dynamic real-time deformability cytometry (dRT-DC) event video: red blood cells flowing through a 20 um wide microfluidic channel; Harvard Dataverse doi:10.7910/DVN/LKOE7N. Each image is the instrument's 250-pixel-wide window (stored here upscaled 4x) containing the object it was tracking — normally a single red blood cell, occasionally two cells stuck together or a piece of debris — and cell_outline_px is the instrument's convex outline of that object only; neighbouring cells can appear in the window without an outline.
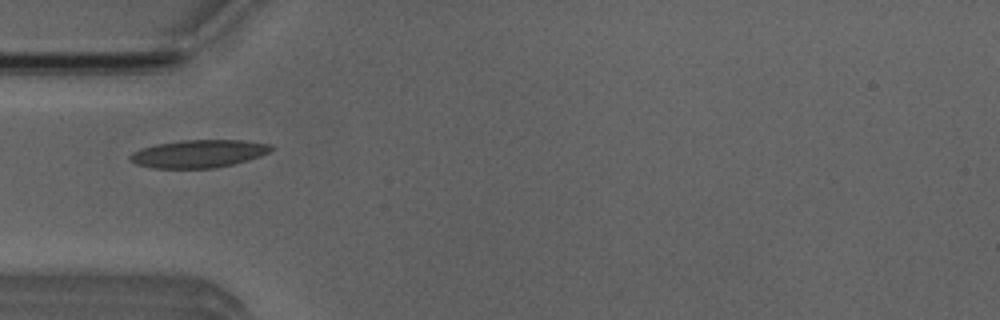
{"species": "Egyptian fruit bat (a non-hibernating species)", "species_latin": "Rousettus aegyptiacus", "temperature_condition": "room temperature", "stored_images_in_passage": 40, "camera_frame_rate_fps": 3000, "um_per_image_px": 0.085, "animal": {"sex": "male"}, "frame": {"image": 1, "passage_image": 4, "time_ms": 1.0, "image_size_px": [1000, 320], "cell_outline_px": [[276, 148], [260, 156], [248, 160], [216, 168], [152, 168], [136, 164], [128, 160], [128, 156], [132, 152], [140, 148], [156, 144], [180, 140], [244, 140], [272, 144]], "centroid_in_image_um": [16.87, 13.06], "position_along_channel_um": 68.1, "area_um2": 23.12}}
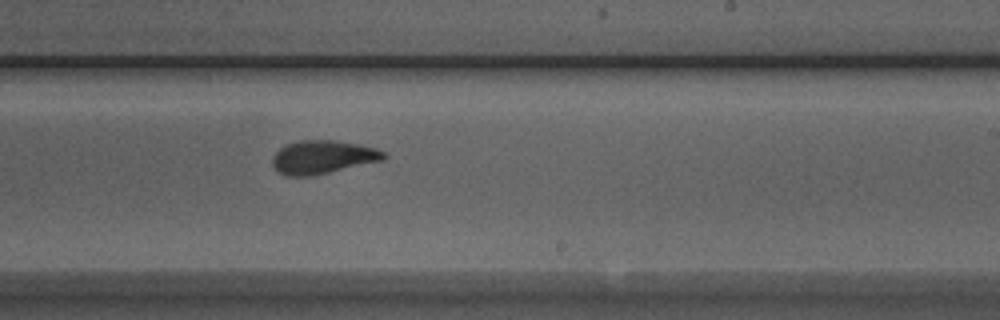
{"frame": {"image": 2, "passage_image": 19, "time_ms": 6.0, "image_size_px": [1000, 320], "cell_outline_px": [[388, 156], [384, 160], [312, 176], [284, 176], [272, 164], [272, 156], [280, 148], [288, 144], [300, 140], [336, 140], [376, 148], [384, 152]], "centroid_in_image_um": [27.44, 13.36], "position_along_channel_um": 261.6, "area_um2": 21.62}}
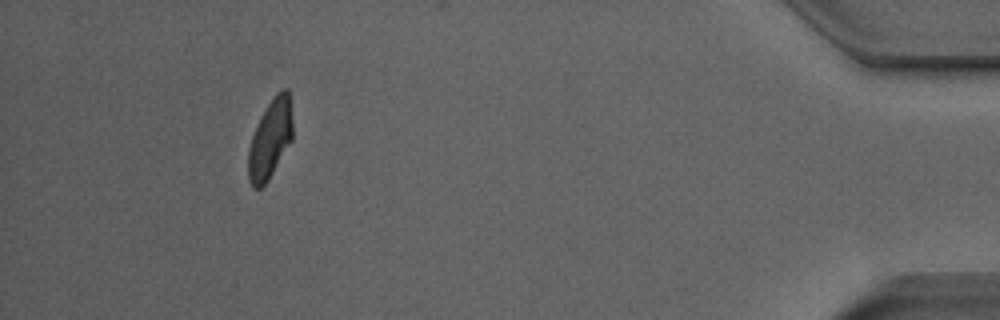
{"frame": {"image": 3, "passage_image": 36, "time_ms": 11.667, "image_size_px": [1000, 320], "cell_outline_px": [[292, 140], [268, 180], [260, 188], [252, 188], [248, 180], [248, 148], [252, 136], [268, 104], [276, 92], [280, 88], [288, 88], [292, 120]], "centroid_in_image_um": [22.97, 11.83], "position_along_channel_um": 412.2, "area_um2": 20.23}, "authors_computed_cell_mechanics": {"area_um2": 21.5305, "velocity_mm_per_s": 3.8642, "shape_relaxation_time_tau1_ms": 3.9458, "shape_relaxation_time_tau2_ms": 1.5466, "deformation_change_tau1": 0.1471, "deformation_change_tau2": 0.072}}